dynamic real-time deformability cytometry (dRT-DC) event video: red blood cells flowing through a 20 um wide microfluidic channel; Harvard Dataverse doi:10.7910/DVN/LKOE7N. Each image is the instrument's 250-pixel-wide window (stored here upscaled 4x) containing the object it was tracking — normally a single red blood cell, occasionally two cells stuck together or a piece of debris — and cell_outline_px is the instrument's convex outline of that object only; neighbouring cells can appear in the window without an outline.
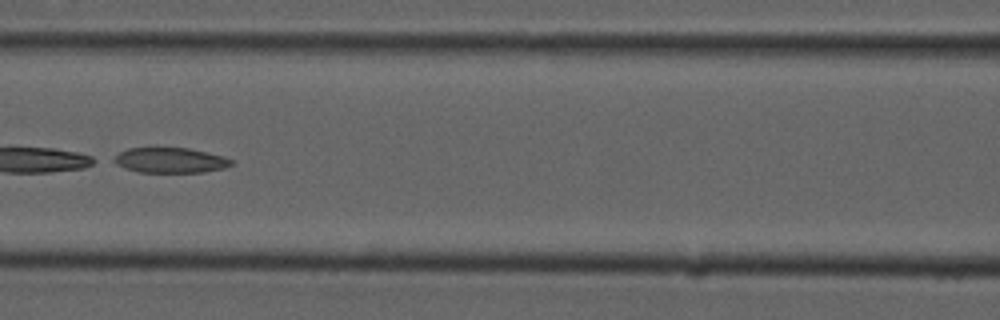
{"species": "common noctule bat (a hibernating species)", "species_latin": "Nyctalus noctula", "temperature_condition": "cold", "stored_images_in_passage": 52, "camera_frame_rate_fps": 3000, "um_per_image_px": 0.085, "animal": {"sex": "male", "forearm_length_mm": 52.5}, "frame": {"image": 1, "passage_image": 23, "time_ms": 7.333, "image_size_px": [1000, 320], "cell_outline_px": [[232, 164], [224, 168], [204, 172], [140, 172], [124, 168], [108, 160], [120, 152], [128, 148], [188, 148], [224, 156], [232, 160]], "centroid_in_image_um": [14.42, 13.62], "position_along_channel_um": 152.2, "area_um2": 17.28}}